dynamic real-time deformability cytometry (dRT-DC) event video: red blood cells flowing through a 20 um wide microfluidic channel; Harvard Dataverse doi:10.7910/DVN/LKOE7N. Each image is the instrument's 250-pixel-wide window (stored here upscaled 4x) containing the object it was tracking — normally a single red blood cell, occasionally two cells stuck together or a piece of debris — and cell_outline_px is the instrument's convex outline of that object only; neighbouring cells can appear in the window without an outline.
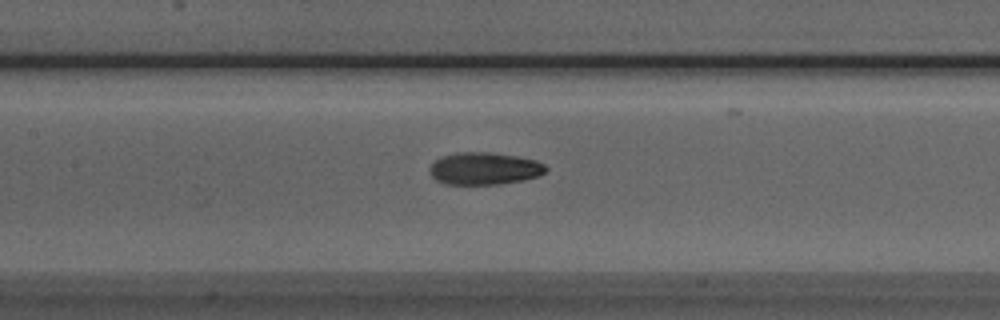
{"species": "Egyptian fruit bat (a non-hibernating species)", "species_latin": "Rousettus aegyptiacus", "temperature_condition": "room temperature", "stored_images_in_passage": 51, "camera_frame_rate_fps": 3000, "um_per_image_px": 0.085, "animal": {"sex": "male"}, "frame": {"image": 1, "passage_image": 23, "time_ms": 7.333, "image_size_px": [1000, 320], "cell_outline_px": [[548, 168], [544, 172], [536, 176], [520, 180], [496, 184], [444, 184], [436, 180], [432, 176], [428, 168], [440, 156], [456, 152], [492, 152], [516, 156], [536, 160], [544, 164]], "centroid_in_image_um": [41.12, 14.31], "position_along_channel_um": 166.3, "area_um2": 21.79}}
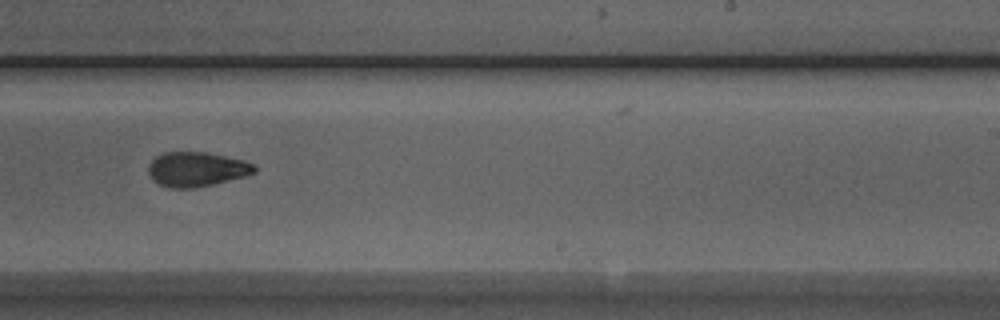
{"frame": {"image": 2, "passage_image": 31, "time_ms": 10.0, "image_size_px": [1000, 320], "cell_outline_px": [[256, 172], [244, 176], [212, 184], [192, 188], [168, 188], [152, 180], [148, 172], [148, 164], [156, 156], [164, 152], [204, 152], [244, 160], [252, 164], [256, 168]], "centroid_in_image_um": [16.66, 14.38], "position_along_channel_um": 272.3, "area_um2": 21.21}}
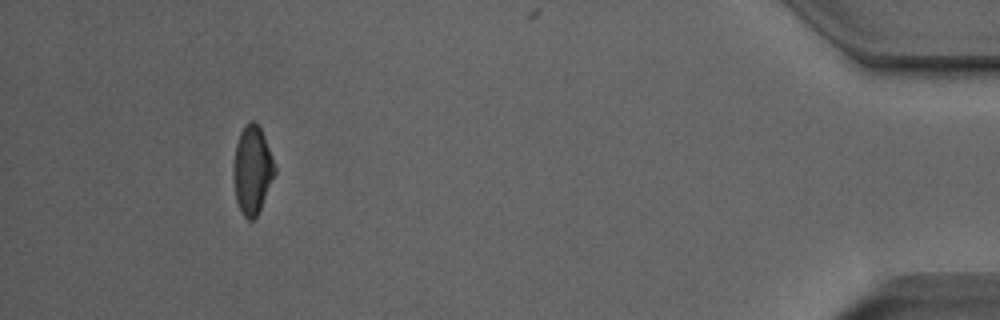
{"frame": {"image": 3, "passage_image": 47, "time_ms": 15.333, "image_size_px": [1000, 320], "cell_outline_px": [[276, 172], [260, 208], [256, 216], [252, 220], [248, 220], [244, 216], [236, 200], [232, 172], [236, 144], [240, 132], [244, 124], [248, 120], [252, 120], [260, 128], [264, 136], [276, 168]], "centroid_in_image_um": [21.42, 14.42], "position_along_channel_um": 413.8, "area_um2": 21.04}, "authors_computed_cell_mechanics": {"area_um2": 21.2126, "velocity_mm_per_s": 3.9886, "shape_relaxation_time_tau1_ms": 4.5854, "shape_relaxation_time_tau2_ms": 1.8202, "deformation_change_tau1": 0.1666, "deformation_change_tau2": 0.077}}